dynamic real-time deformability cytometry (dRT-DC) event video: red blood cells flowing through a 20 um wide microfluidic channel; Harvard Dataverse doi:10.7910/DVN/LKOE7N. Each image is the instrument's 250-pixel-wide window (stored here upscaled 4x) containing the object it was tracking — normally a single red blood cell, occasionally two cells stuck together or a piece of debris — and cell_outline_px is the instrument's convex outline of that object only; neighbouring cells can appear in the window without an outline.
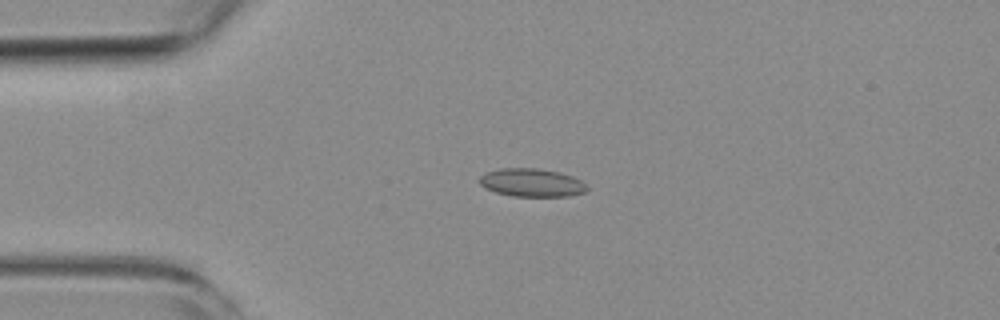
{"species": "common noctule bat (a hibernating species)", "species_latin": "Nyctalus noctula", "temperature_condition": "room temperature", "stored_images_in_passage": 47, "camera_frame_rate_fps": 3000, "um_per_image_px": 0.085, "animal": {"sex": "female", "body_mass_g": 19.3, "forearm_length_mm": 54.1}, "frame": {"image": 1, "passage_image": 12, "time_ms": 3.667, "image_size_px": [1000, 320], "cell_outline_px": [[588, 192], [568, 196], [512, 196], [496, 192], [484, 188], [480, 184], [480, 176], [484, 172], [500, 168], [536, 168], [560, 172], [572, 176], [588, 184]], "centroid_in_image_um": [45.22, 15.52], "position_along_channel_um": 39.8, "area_um2": 17.86}}
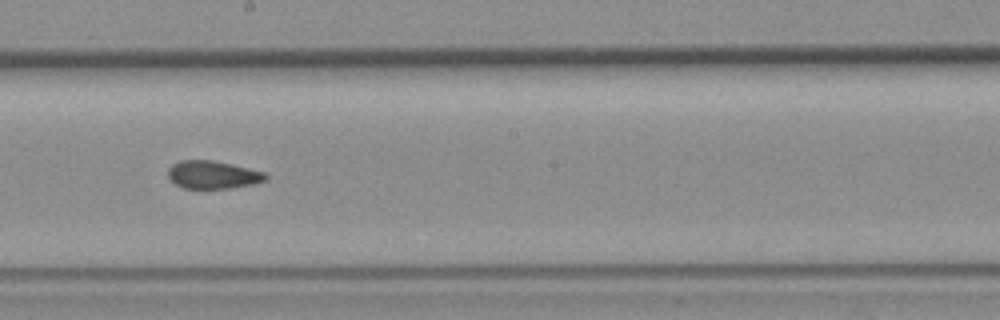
{"frame": {"image": 2, "passage_image": 29, "time_ms": 9.333, "image_size_px": [1000, 320], "cell_outline_px": [[268, 176], [264, 180], [256, 184], [232, 188], [184, 188], [176, 184], [168, 176], [168, 168], [172, 164], [180, 160], [212, 160], [232, 164], [264, 172]], "centroid_in_image_um": [18.09, 14.85], "position_along_channel_um": 230.1, "area_um2": 15.84}}
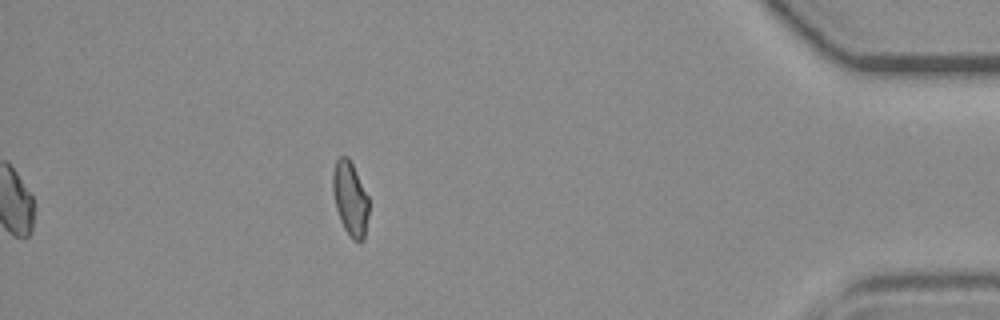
{"frame": {"image": 3, "passage_image": 47, "time_ms": 15.333, "image_size_px": [1000, 320], "cell_outline_px": [[368, 216], [364, 240], [360, 244], [352, 240], [344, 228], [340, 220], [336, 208], [332, 188], [332, 172], [336, 160], [340, 156], [348, 156], [368, 196]], "centroid_in_image_um": [29.76, 16.92], "position_along_channel_um": 405.4, "area_um2": 15.66}, "authors_computed_cell_mechanics": {"area_um2": 16.7042, "velocity_mm_per_s": 3.8056, "shape_relaxation_time_tau1_ms": null, "shape_relaxation_time_tau2_ms": 2.272, "deformation_change_tau1": null, "deformation_change_tau2": 0.0662}}